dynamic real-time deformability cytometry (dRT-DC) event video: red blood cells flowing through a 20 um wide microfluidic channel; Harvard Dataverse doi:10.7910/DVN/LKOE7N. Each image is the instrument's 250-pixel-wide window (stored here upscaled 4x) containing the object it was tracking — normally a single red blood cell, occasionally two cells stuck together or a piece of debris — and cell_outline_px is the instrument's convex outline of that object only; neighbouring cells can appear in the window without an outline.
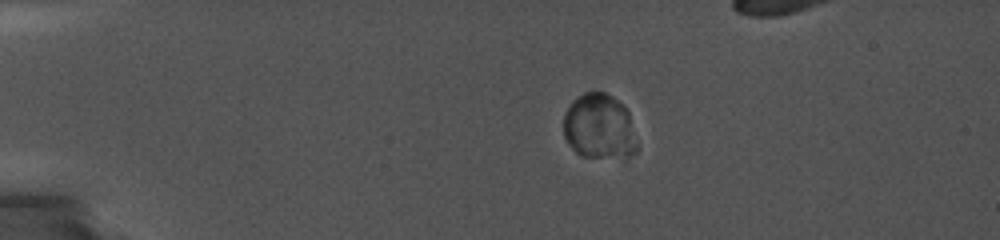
{"species": "common noctule bat (a hibernating species)", "species_latin": "Nyctalus noctula", "temperature_condition": "cold", "stored_images_in_passage": 18, "camera_frame_rate_fps": 5000, "um_per_image_px": 0.085, "animal": {"sex": "female", "body_mass_g": 19.0, "forearm_length_mm": 56.7}, "frame": {"image": 1, "passage_image": 8, "time_ms": 3.8, "image_size_px": [1000, 240], "cell_outline_px": [[636, 152], [628, 156], [584, 156], [576, 152], [568, 144], [564, 136], [564, 112], [572, 100], [584, 92], [604, 92], [612, 96], [628, 112], [636, 144]], "centroid_in_image_um": [50.89, 10.74], "position_along_channel_um": 34.1, "area_um2": 27.4}}